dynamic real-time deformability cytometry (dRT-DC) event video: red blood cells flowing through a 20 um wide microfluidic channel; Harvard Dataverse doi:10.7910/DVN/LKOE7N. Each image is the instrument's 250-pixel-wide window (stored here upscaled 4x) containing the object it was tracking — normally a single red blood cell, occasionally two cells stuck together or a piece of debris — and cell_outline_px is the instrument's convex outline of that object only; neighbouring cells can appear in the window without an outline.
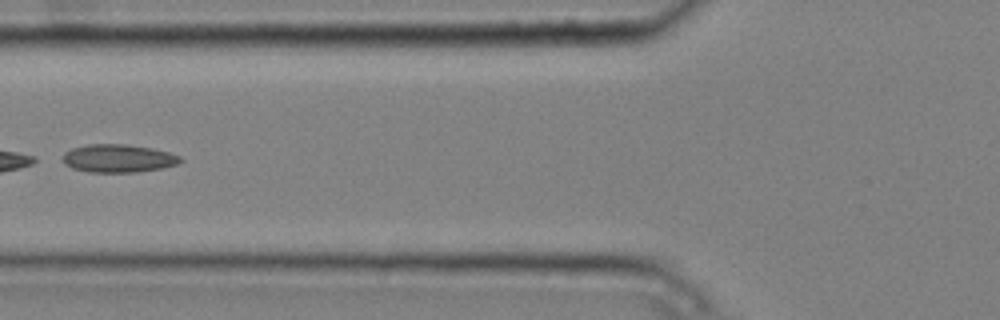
{"species": "common noctule bat (a hibernating species)", "species_latin": "Nyctalus noctula", "temperature_condition": "cold", "stored_images_in_passage": 7, "camera_frame_rate_fps": 3000, "um_per_image_px": 0.085, "animal": {"sex": "male", "body_mass_g": 20.4}, "frame": {"image": 1, "passage_image": 6, "time_ms": 1.667, "image_size_px": [1000, 320], "cell_outline_px": [[184, 160], [176, 164], [164, 168], [136, 172], [88, 172], [72, 168], [64, 164], [64, 152], [72, 148], [88, 144], [128, 144], [152, 148], [168, 152], [180, 156]], "centroid_in_image_um": [10.06, 13.46], "position_along_channel_um": 115.7, "area_um2": 19.31}}
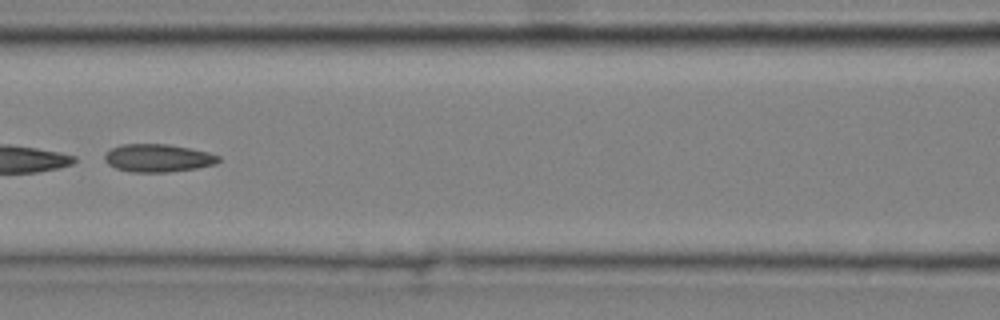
{"frame": {"image": 2, "passage_image": 7, "time_ms": 2.0, "image_size_px": [1000, 320], "cell_outline_px": [[220, 160], [216, 164], [196, 168], [168, 172], [132, 172], [116, 168], [108, 164], [104, 160], [104, 152], [120, 144], [168, 144], [208, 152], [220, 156]], "centroid_in_image_um": [13.4, 13.43], "position_along_channel_um": 153.2, "area_um2": 18.55}}